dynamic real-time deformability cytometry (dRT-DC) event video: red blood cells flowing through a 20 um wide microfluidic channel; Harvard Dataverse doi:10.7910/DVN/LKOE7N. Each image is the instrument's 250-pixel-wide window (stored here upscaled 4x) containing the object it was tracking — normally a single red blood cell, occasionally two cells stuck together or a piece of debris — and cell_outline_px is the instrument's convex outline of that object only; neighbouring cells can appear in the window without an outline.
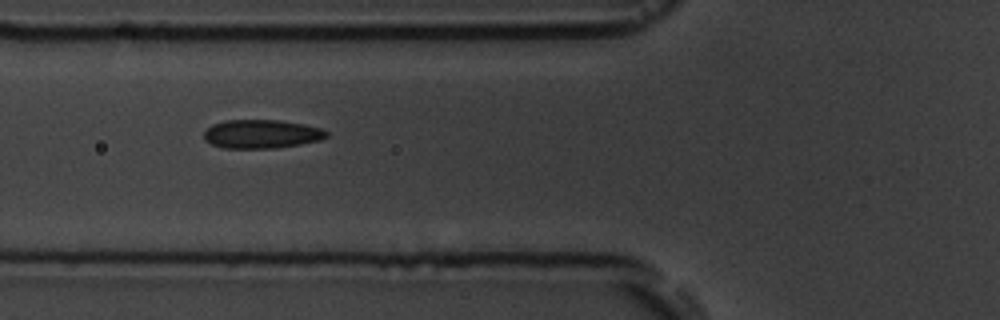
{"species": "common noctule bat (a hibernating species)", "species_latin": "Nyctalus noctula", "temperature_condition": "room temperature", "stored_images_in_passage": 2, "camera_frame_rate_fps": 3000, "um_per_image_px": 0.085, "animal": {"sex": "male", "body_mass_g": 19.5, "forearm_length_mm": 54.6}, "frame": {"image": 1, "passage_image": 2, "time_ms": 1.0, "image_size_px": [1000, 320], "cell_outline_px": [[328, 136], [320, 140], [300, 144], [276, 148], [224, 148], [212, 144], [204, 140], [204, 132], [212, 124], [224, 120], [280, 120], [304, 124], [320, 128], [328, 132]], "centroid_in_image_um": [22.22, 11.39], "position_along_channel_um": 103.6, "area_um2": 20.52}}